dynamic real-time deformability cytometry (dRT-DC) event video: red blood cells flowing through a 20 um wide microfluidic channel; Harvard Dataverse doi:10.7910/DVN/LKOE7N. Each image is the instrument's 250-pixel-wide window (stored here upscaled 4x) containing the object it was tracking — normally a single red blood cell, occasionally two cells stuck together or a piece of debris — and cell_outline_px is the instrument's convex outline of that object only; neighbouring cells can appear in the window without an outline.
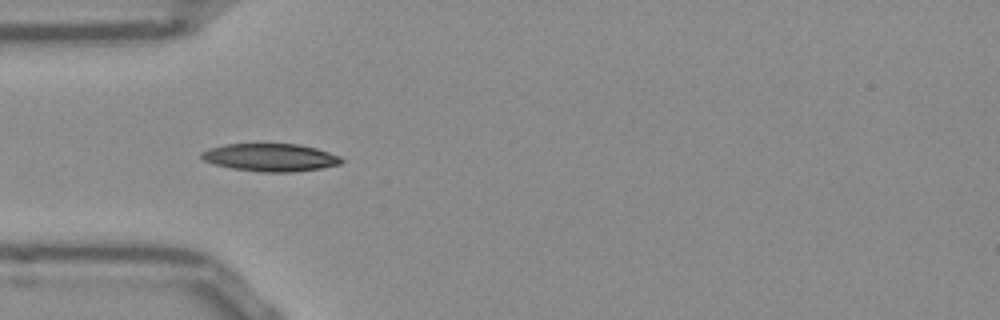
{"species": "Egyptian fruit bat (a non-hibernating species)", "species_latin": "Rousettus aegyptiacus", "temperature_condition": "room temperature", "stored_images_in_passage": 10, "camera_frame_rate_fps": 3000, "um_per_image_px": 0.085, "frame": {"image": 1, "passage_image": 4, "time_ms": 1.0, "image_size_px": [1000, 320], "cell_outline_px": [[344, 160], [340, 164], [320, 168], [292, 172], [264, 172], [232, 168], [216, 164], [204, 160], [200, 156], [200, 152], [208, 148], [224, 144], [300, 144], [316, 148], [340, 156]], "centroid_in_image_um": [22.98, 13.37], "position_along_channel_um": 62.0, "area_um2": 22.54}}
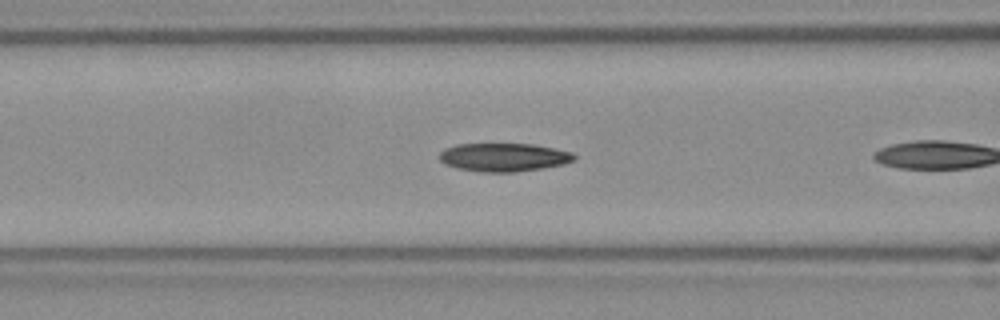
{"frame": {"image": 2, "passage_image": 6, "time_ms": 1.667, "image_size_px": [1000, 320], "cell_outline_px": [[576, 156], [572, 160], [564, 164], [540, 168], [512, 172], [484, 172], [456, 168], [444, 164], [440, 160], [440, 152], [444, 148], [456, 144], [532, 144], [572, 152]], "centroid_in_image_um": [42.77, 13.36], "position_along_channel_um": 123.8, "area_um2": 22.08}}
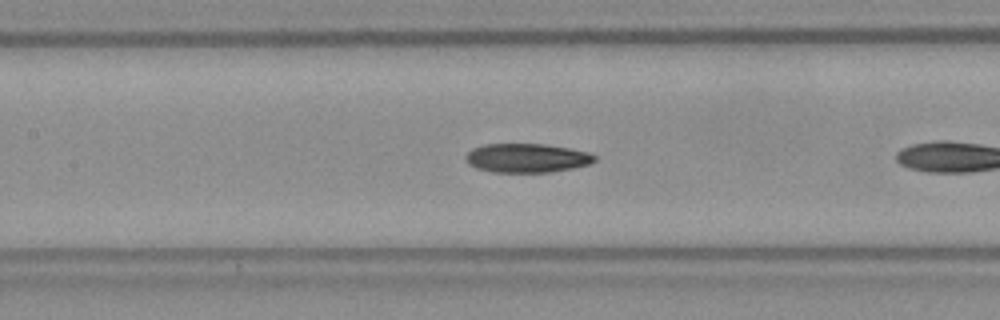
{"frame": {"image": 3, "passage_image": 9, "time_ms": 2.667, "image_size_px": [1000, 320], "cell_outline_px": [[596, 160], [588, 164], [572, 168], [548, 172], [492, 172], [476, 168], [468, 164], [464, 160], [464, 156], [472, 148], [484, 144], [544, 144], [568, 148], [588, 152], [596, 156]], "centroid_in_image_um": [44.72, 13.43], "position_along_channel_um": 162.7, "area_um2": 21.79}}